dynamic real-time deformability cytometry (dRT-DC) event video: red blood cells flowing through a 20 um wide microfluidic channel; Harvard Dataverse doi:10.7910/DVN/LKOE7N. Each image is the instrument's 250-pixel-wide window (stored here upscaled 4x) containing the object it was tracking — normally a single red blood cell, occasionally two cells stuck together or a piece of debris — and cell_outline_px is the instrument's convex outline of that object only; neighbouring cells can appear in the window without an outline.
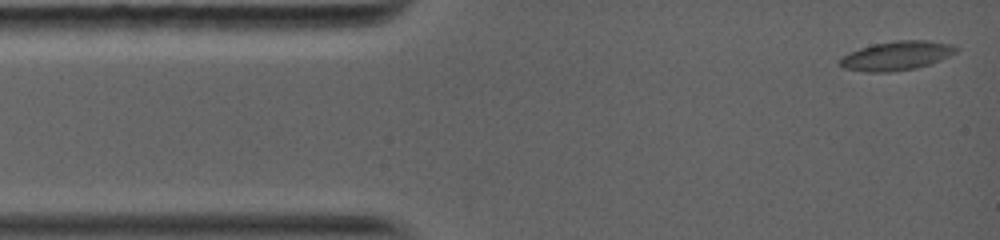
{"species": "common noctule bat (a hibernating species)", "species_latin": "Nyctalus noctula", "temperature_condition": "warm", "stored_images_in_passage": 42, "camera_frame_rate_fps": 5000, "um_per_image_px": 0.085, "animal": {"sex": "female", "body_mass_g": 19.0, "forearm_length_mm": 56.7}, "frame": {"image": 1, "passage_image": 1, "time_ms": 0.0, "image_size_px": [1000, 240], "cell_outline_px": [[960, 48], [956, 52], [940, 60], [916, 68], [888, 72], [864, 72], [844, 68], [836, 64], [844, 56], [860, 48], [876, 44], [896, 40], [928, 40], [948, 44]], "centroid_in_image_um": [76.2, 4.74], "position_along_channel_um": 8.8, "area_um2": 19.42}}
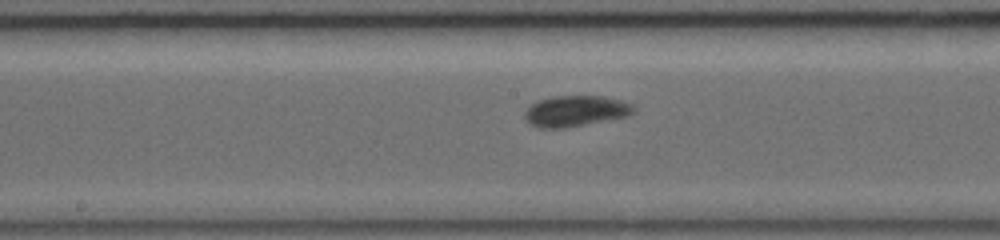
{"frame": {"image": 2, "passage_image": 19, "time_ms": 6.4, "image_size_px": [1000, 240], "cell_outline_px": [[636, 108], [628, 116], [564, 128], [536, 128], [528, 124], [524, 120], [524, 112], [536, 100], [552, 96], [604, 96], [620, 100], [632, 104]], "centroid_in_image_um": [48.86, 9.44], "position_along_channel_um": 199.3, "area_um2": 19.77}}
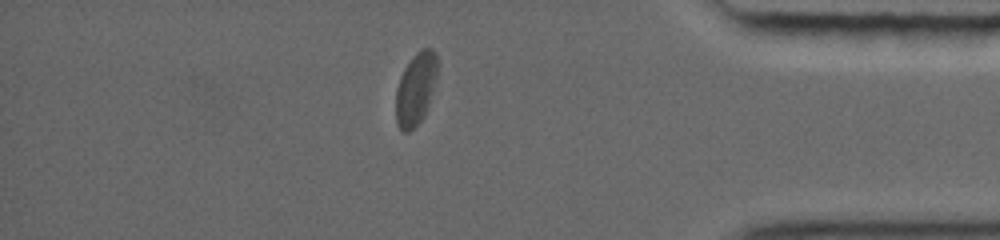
{"frame": {"image": 3, "passage_image": 36, "time_ms": 12.0, "image_size_px": [1000, 240], "cell_outline_px": [[440, 64], [428, 104], [424, 116], [408, 132], [404, 132], [396, 124], [396, 88], [400, 76], [404, 68], [412, 56], [420, 48], [432, 48], [436, 52]], "centroid_in_image_um": [35.35, 7.47], "position_along_channel_um": 399.9, "area_um2": 17.69}, "authors_computed_cell_mechanics": {"area_um2": 18.4382, "velocity_mm_per_s": 4.0587, "shape_relaxation_time_tau1_ms": 4.5661, "shape_relaxation_time_tau2_ms": 1.8408, "deformation_change_tau1": 0.1488, "deformation_change_tau2": 0.0533}}